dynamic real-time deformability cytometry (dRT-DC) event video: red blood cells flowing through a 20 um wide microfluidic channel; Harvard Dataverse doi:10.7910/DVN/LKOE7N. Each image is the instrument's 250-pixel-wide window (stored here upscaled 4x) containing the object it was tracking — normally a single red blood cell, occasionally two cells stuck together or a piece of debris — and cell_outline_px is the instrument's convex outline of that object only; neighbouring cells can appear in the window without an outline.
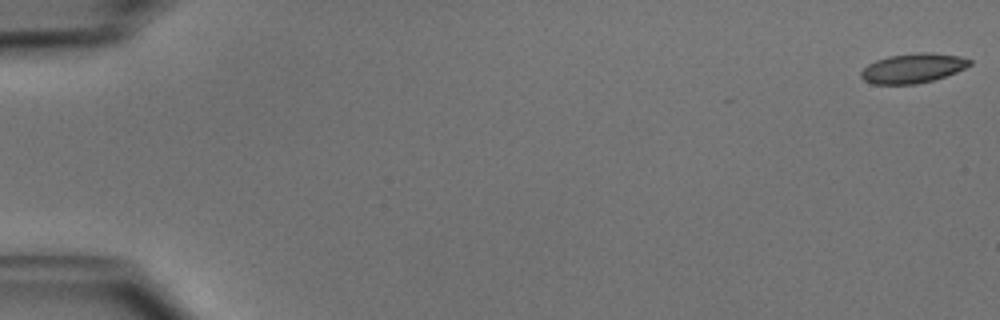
{"species": "common noctule bat (a hibernating species)", "species_latin": "Nyctalus noctula", "temperature_condition": "cold", "stored_images_in_passage": 6, "camera_frame_rate_fps": 3000, "um_per_image_px": 0.085, "animal": {"sex": "male", "body_mass_g": 15.6}, "frame": {"image": 1, "passage_image": 1, "time_ms": 0.0, "image_size_px": [1000, 320], "cell_outline_px": [[972, 64], [956, 72], [932, 80], [916, 84], [872, 84], [864, 80], [860, 76], [860, 72], [868, 64], [876, 60], [888, 56], [916, 52], [932, 52], [960, 56], [972, 60]], "centroid_in_image_um": [77.59, 5.78], "position_along_channel_um": 7.4, "area_um2": 18.79}}